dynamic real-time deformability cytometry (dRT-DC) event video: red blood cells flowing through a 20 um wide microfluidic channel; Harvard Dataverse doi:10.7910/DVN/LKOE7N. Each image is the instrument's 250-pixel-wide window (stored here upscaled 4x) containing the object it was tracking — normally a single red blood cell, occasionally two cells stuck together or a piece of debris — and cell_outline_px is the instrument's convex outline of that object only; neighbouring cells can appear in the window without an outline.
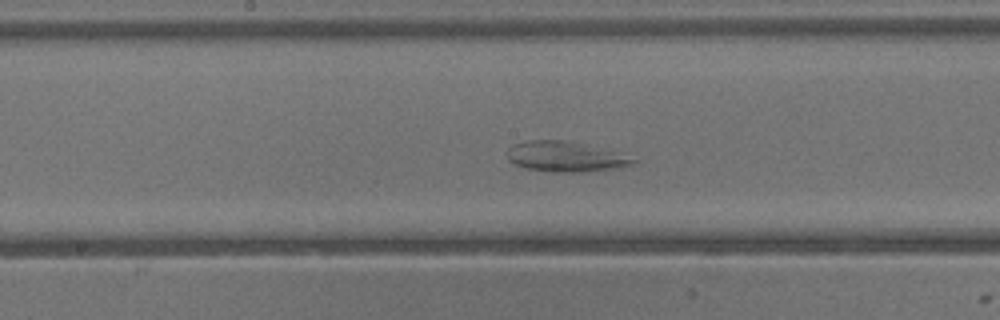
{"species": "common noctule bat (a hibernating species)", "species_latin": "Nyctalus noctula", "temperature_condition": "warm", "stored_images_in_passage": 30, "camera_frame_rate_fps": 3000, "um_per_image_px": 0.085, "animal": {"sex": "male", "body_mass_g": 13.3}, "frame": {"image": 1, "passage_image": 11, "time_ms": 3.333, "image_size_px": [1000, 320], "cell_outline_px": [[636, 164], [620, 168], [580, 172], [552, 172], [528, 168], [516, 164], [508, 160], [508, 148], [512, 144], [528, 140], [564, 140], [612, 152], [636, 160]], "centroid_in_image_um": [47.99, 13.33], "position_along_channel_um": 200.2, "area_um2": 21.62}}
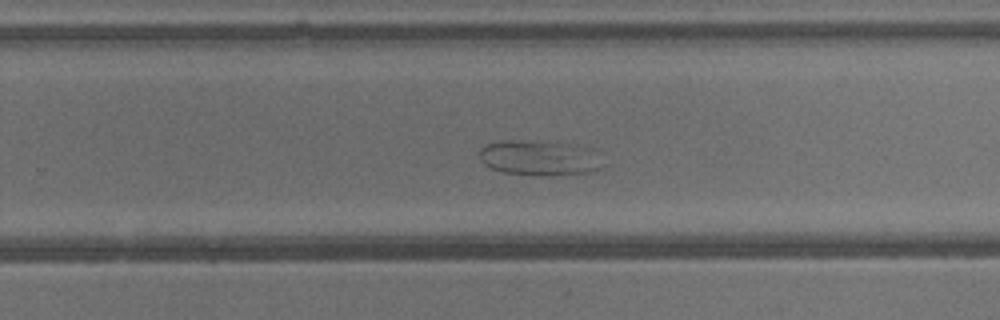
{"frame": {"image": 2, "passage_image": 16, "time_ms": 5.0, "image_size_px": [1000, 320], "cell_outline_px": [[604, 168], [592, 172], [556, 176], [540, 176], [504, 172], [492, 168], [484, 164], [480, 160], [480, 148], [484, 144], [500, 140], [524, 140], [564, 144], [604, 164]], "centroid_in_image_um": [45.62, 13.47], "position_along_channel_um": 284.2, "area_um2": 24.16}}
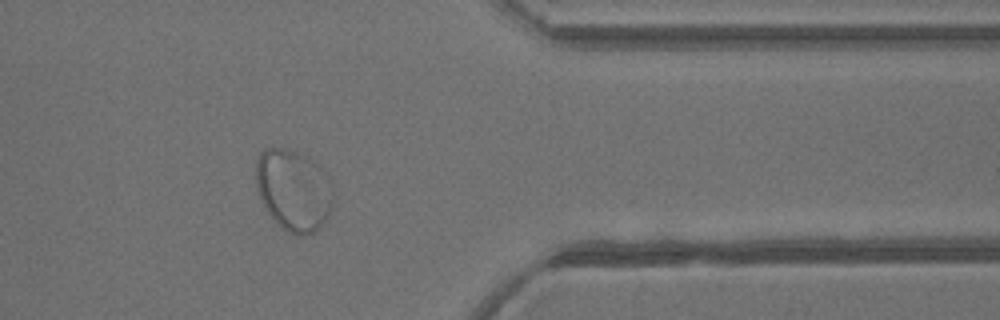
{"frame": {"image": 3, "passage_image": 23, "time_ms": 7.333, "image_size_px": [1000, 320], "cell_outline_px": [[332, 204], [328, 216], [324, 224], [320, 228], [304, 236], [296, 236], [288, 232], [268, 212], [260, 196], [256, 184], [256, 160], [260, 152], [264, 148], [284, 148], [308, 156], [316, 164], [332, 200]], "centroid_in_image_um": [24.87, 16.18], "position_along_channel_um": 386.5, "area_um2": 35.43}}